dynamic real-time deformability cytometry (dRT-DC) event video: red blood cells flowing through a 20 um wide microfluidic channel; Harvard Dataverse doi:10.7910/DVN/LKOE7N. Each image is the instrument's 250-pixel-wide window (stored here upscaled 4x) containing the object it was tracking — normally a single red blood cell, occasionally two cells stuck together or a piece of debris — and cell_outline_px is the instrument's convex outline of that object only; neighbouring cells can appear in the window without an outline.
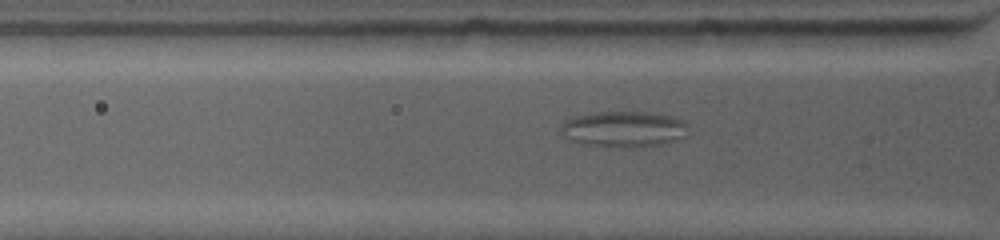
{"species": "common noctule bat (a hibernating species)", "species_latin": "Nyctalus noctula", "temperature_condition": "warm", "stored_images_in_passage": 13, "camera_frame_rate_fps": 4500, "um_per_image_px": 0.085, "animal": {"sex": "female", "body_mass_g": 19.0, "forearm_length_mm": 53.3}, "frame": {"image": 1, "passage_image": 6, "time_ms": 2.444, "image_size_px": [1000, 240], "cell_outline_px": [[688, 136], [680, 140], [664, 144], [636, 148], [620, 148], [580, 144], [564, 136], [560, 132], [560, 124], [564, 120], [576, 116], [596, 112], [648, 112], [676, 116], [684, 120], [688, 124]], "centroid_in_image_um": [53.08, 10.99], "position_along_channel_um": 72.7, "area_um2": 27.57}}
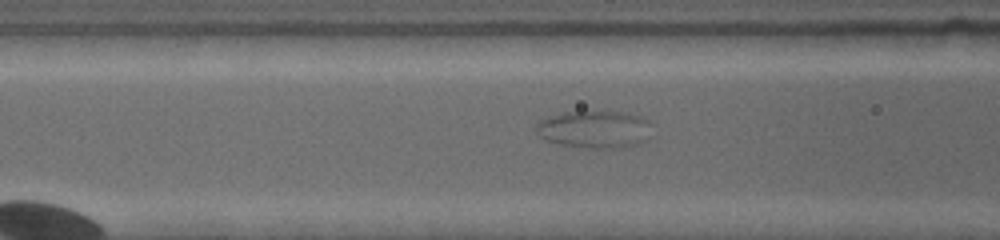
{"frame": {"image": 2, "passage_image": 11, "time_ms": 4.0, "image_size_px": [1000, 240], "cell_outline_px": [[648, 140], [636, 144], [620, 148], [588, 148], [556, 144], [544, 140], [536, 132], [536, 124], [540, 120], [564, 112], [620, 112], [640, 116], [648, 120]], "centroid_in_image_um": [50.49, 11.01], "position_along_channel_um": 116.1, "area_um2": 25.09}}